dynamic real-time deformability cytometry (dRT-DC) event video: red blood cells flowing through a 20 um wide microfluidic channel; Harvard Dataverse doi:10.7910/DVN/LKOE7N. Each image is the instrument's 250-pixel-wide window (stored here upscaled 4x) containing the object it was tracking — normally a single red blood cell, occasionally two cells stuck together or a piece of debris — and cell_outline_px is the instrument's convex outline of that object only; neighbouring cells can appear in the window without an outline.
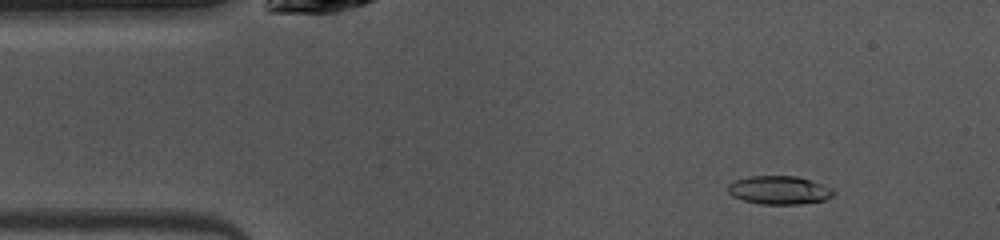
{"species": "common noctule bat (a hibernating species)", "species_latin": "Nyctalus noctula", "temperature_condition": "warm", "stored_images_in_passage": 49, "segment_of_instrument_passage": [1, 2], "camera_frame_rate_fps": 3000, "um_per_image_px": 0.085, "animal": {"sex": "female", "body_mass_g": 10.0, "forearm_length_mm": 53.1}, "frame": {"image": 1, "passage_image": 5, "time_ms": 1.333, "image_size_px": [1000, 240], "cell_outline_px": [[836, 192], [832, 196], [824, 200], [800, 204], [760, 204], [744, 200], [732, 196], [728, 192], [728, 184], [736, 180], [748, 176], [796, 176], [832, 188]], "centroid_in_image_um": [66.21, 16.16], "position_along_channel_um": 18.8, "area_um2": 17.34}}
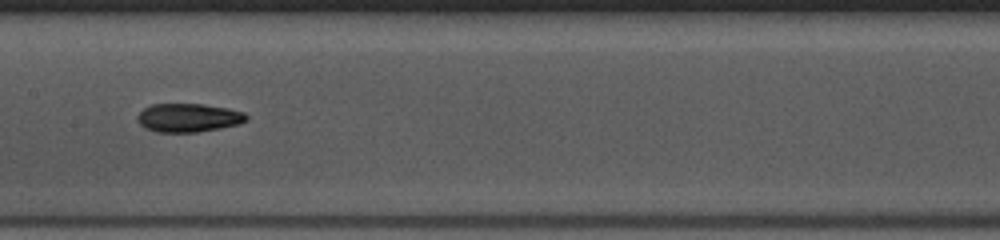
{"frame": {"image": 2, "passage_image": 22, "time_ms": 7.0, "image_size_px": [1000, 240], "cell_outline_px": [[248, 120], [240, 124], [220, 128], [196, 132], [156, 132], [144, 128], [136, 120], [136, 116], [144, 108], [152, 104], [204, 104], [228, 108], [244, 112], [248, 116]], "centroid_in_image_um": [16.01, 10.01], "position_along_channel_um": 191.4, "area_um2": 18.32}}
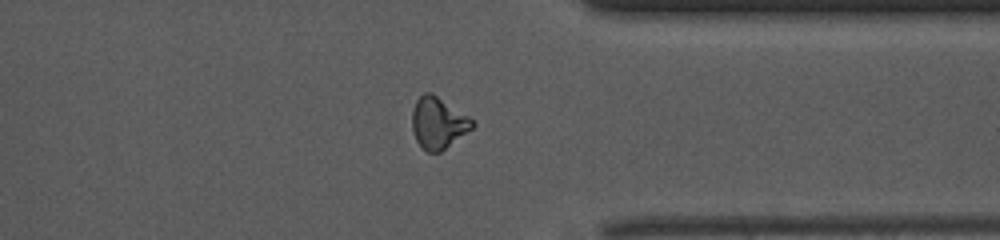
{"frame": {"image": 3, "passage_image": 36, "time_ms": 11.667, "image_size_px": [1000, 240], "cell_outline_px": [[476, 124], [472, 128], [440, 152], [428, 152], [416, 140], [412, 128], [412, 112], [416, 100], [424, 92], [432, 92], [468, 116]], "centroid_in_image_um": [37.23, 10.43], "position_along_channel_um": 374.2, "area_um2": 17.8}}